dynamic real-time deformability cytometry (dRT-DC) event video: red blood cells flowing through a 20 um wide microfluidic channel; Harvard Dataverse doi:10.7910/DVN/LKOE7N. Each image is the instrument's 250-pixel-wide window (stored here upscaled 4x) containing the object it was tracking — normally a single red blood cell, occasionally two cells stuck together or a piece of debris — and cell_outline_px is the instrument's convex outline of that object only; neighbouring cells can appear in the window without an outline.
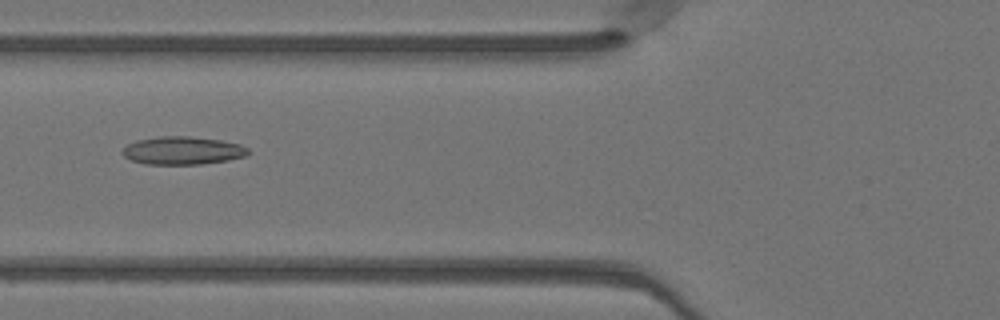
{"species": "Egyptian fruit bat (a non-hibernating species)", "species_latin": "Rousettus aegyptiacus", "temperature_condition": "warm", "stored_images_in_passage": 49, "camera_frame_rate_fps": 3000, "um_per_image_px": 0.085, "animal": {"sex": "female"}, "frame": {"image": 1, "passage_image": 19, "time_ms": 6.0, "image_size_px": [1000, 320], "cell_outline_px": [[252, 152], [248, 156], [228, 160], [200, 164], [144, 164], [132, 160], [124, 156], [120, 152], [128, 144], [136, 140], [160, 136], [188, 136], [220, 140], [240, 144], [248, 148]], "centroid_in_image_um": [15.55, 12.8], "position_along_channel_um": 110.2, "area_um2": 20.63}}
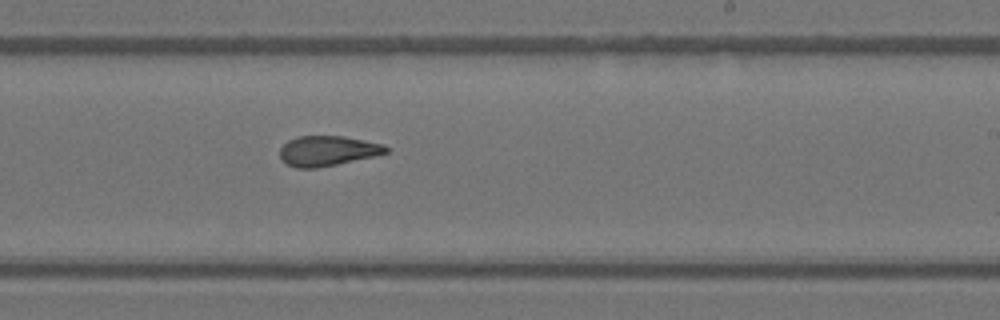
{"frame": {"image": 2, "passage_image": 30, "time_ms": 9.667, "image_size_px": [1000, 320], "cell_outline_px": [[388, 152], [376, 156], [316, 168], [296, 168], [280, 160], [280, 148], [288, 140], [296, 136], [344, 136], [384, 144], [388, 148]], "centroid_in_image_um": [27.83, 12.82], "position_along_channel_um": 261.2, "area_um2": 18.67}}
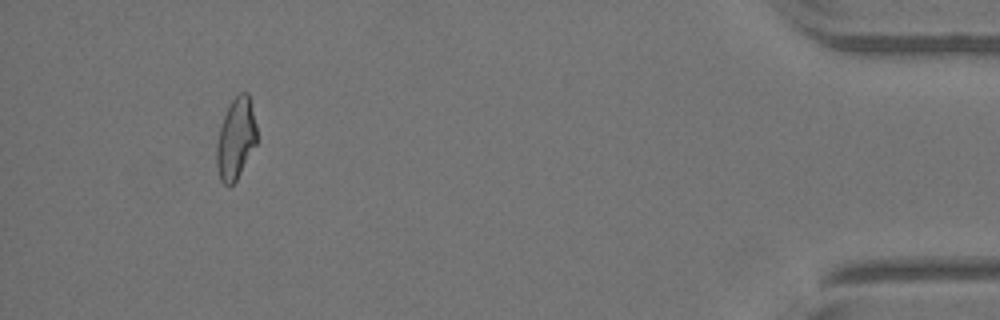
{"frame": {"image": 3, "passage_image": 46, "time_ms": 15.0, "image_size_px": [1000, 320], "cell_outline_px": [[256, 144], [236, 180], [228, 188], [220, 180], [216, 168], [216, 144], [220, 128], [224, 116], [232, 100], [240, 92], [248, 92], [256, 124]], "centroid_in_image_um": [20.03, 11.82], "position_along_channel_um": 415.2, "area_um2": 18.9}, "authors_computed_cell_mechanics": {"area_um2": 19.5942, "velocity_mm_per_s": 4.1131, "shape_relaxation_time_tau1_ms": null, "shape_relaxation_time_tau2_ms": 2.4861, "deformation_change_tau1": null, "deformation_change_tau2": 0.1132}}